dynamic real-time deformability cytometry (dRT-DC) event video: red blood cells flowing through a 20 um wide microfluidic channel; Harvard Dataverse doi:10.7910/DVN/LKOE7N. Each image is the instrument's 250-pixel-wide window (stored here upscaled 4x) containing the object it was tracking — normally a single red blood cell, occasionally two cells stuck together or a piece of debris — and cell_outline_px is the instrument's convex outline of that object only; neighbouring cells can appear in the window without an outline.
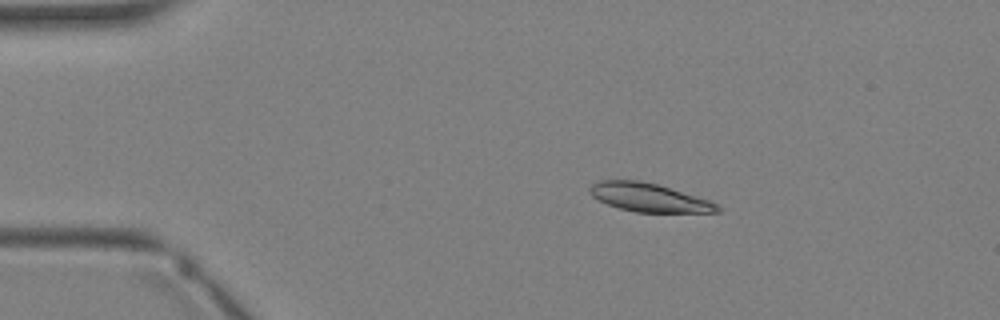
{"species": "Egyptian fruit bat (a non-hibernating species)", "species_latin": "Rousettus aegyptiacus", "temperature_condition": "warm", "stored_images_in_passage": 3, "camera_frame_rate_fps": 3000, "um_per_image_px": 0.085, "animal": {"sex": "female"}, "frame": {"image": 1, "passage_image": 2, "time_ms": 1.0, "image_size_px": [1000, 320], "cell_outline_px": [[720, 212], [636, 212], [620, 208], [608, 204], [592, 196], [588, 192], [588, 188], [592, 184], [600, 180], [640, 180], [656, 184], [708, 200], [716, 204], [720, 208]], "centroid_in_image_um": [55.11, 16.78], "position_along_channel_um": 29.9, "area_um2": 20.81}}